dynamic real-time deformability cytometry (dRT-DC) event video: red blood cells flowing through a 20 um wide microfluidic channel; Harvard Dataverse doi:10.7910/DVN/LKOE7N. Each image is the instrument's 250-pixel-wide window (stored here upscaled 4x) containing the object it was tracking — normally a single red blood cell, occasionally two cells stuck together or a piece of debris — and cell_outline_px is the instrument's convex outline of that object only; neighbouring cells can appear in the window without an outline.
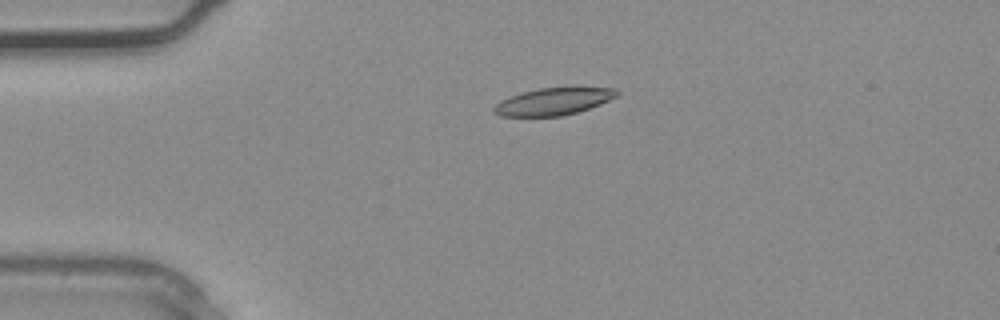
{"species": "common noctule bat (a hibernating species)", "species_latin": "Nyctalus noctula", "temperature_condition": "warm", "stored_images_in_passage": 3, "camera_frame_rate_fps": 3000, "um_per_image_px": 0.085, "animal": {"sex": "male", "body_mass_g": 20.4}, "frame": {"image": 1, "passage_image": 3, "time_ms": 0.667, "image_size_px": [1000, 320], "cell_outline_px": [[620, 96], [600, 104], [576, 112], [560, 116], [500, 116], [492, 112], [492, 108], [500, 100], [524, 92], [540, 88], [576, 84], [616, 88], [620, 92]], "centroid_in_image_um": [47.16, 8.56], "position_along_channel_um": 37.8, "area_um2": 20.35}}